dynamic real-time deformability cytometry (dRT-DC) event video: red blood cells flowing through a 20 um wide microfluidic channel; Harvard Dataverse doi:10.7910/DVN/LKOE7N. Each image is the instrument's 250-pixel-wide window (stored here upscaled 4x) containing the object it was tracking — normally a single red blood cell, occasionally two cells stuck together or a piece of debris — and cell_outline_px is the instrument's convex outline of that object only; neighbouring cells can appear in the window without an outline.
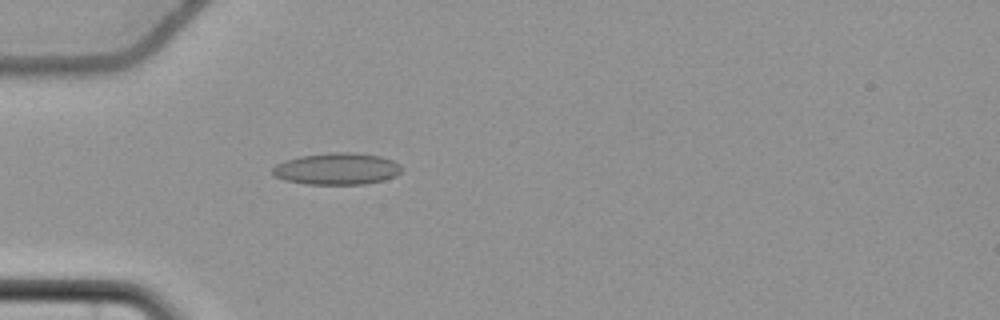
{"species": "common noctule bat (a hibernating species)", "species_latin": "Nyctalus noctula", "temperature_condition": "cold", "stored_images_in_passage": 58, "camera_frame_rate_fps": 3000, "um_per_image_px": 0.085, "animal": {"sex": "female", "body_mass_g": 22.7, "forearm_length_mm": 54.2}, "frame": {"image": 1, "passage_image": 19, "time_ms": 6.0, "image_size_px": [1000, 320], "cell_outline_px": [[404, 168], [396, 176], [384, 180], [364, 184], [308, 184], [284, 180], [272, 176], [272, 168], [276, 164], [284, 160], [300, 156], [332, 152], [348, 152], [380, 156], [392, 160], [400, 164]], "centroid_in_image_um": [28.63, 14.35], "position_along_channel_um": 56.4, "area_um2": 24.04}}
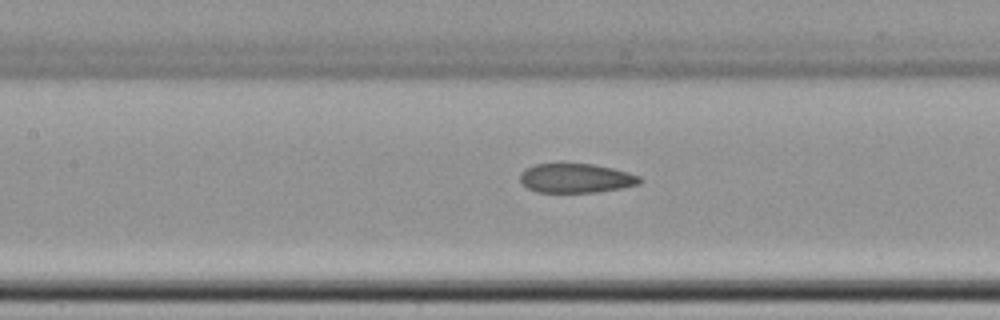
{"frame": {"image": 2, "passage_image": 28, "time_ms": 9.0, "image_size_px": [1000, 320], "cell_outline_px": [[644, 180], [640, 184], [620, 188], [596, 192], [536, 192], [528, 188], [520, 180], [520, 172], [524, 168], [536, 164], [560, 160], [592, 164], [612, 168], [628, 172], [640, 176]], "centroid_in_image_um": [48.92, 15.09], "position_along_channel_um": 158.5, "area_um2": 21.21}}
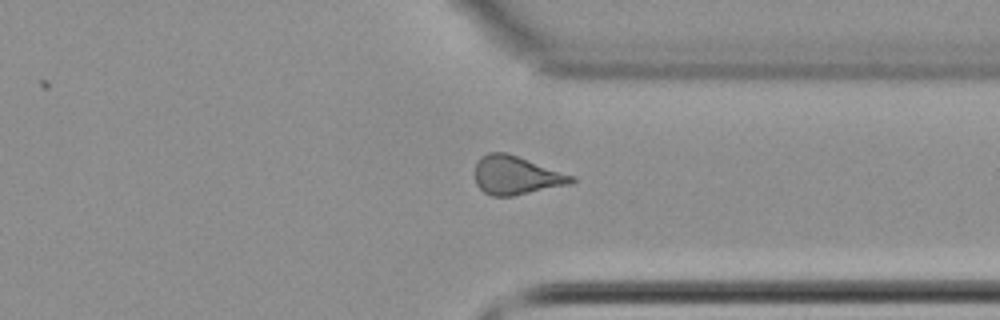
{"frame": {"image": 3, "passage_image": 45, "time_ms": 14.667, "image_size_px": [1000, 320], "cell_outline_px": [[576, 180], [572, 184], [512, 196], [492, 196], [484, 192], [476, 184], [476, 160], [480, 156], [488, 152], [504, 152], [576, 176]], "centroid_in_image_um": [43.89, 14.91], "position_along_channel_um": 367.5, "area_um2": 21.68}, "authors_computed_cell_mechanics": {"area_um2": 21.9351, "velocity_mm_per_s": 3.6943, "shape_relaxation_time_tau1_ms": null, "shape_relaxation_time_tau2_ms": 3.5712, "deformation_change_tau1": null, "deformation_change_tau2": 0.0923}}